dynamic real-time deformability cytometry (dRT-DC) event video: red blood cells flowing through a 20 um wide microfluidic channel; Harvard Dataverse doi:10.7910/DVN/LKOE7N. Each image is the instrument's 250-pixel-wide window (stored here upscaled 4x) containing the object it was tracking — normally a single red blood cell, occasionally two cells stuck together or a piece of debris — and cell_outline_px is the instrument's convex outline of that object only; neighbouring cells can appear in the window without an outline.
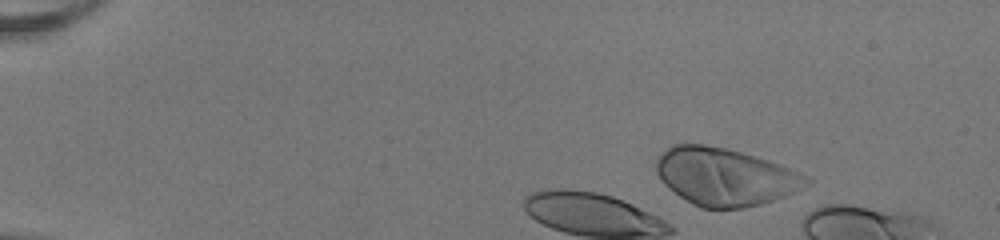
{"species": "human", "species_latin": "Homo sapiens", "temperature_condition": "room temperature", "stored_images_in_passage": 36, "camera_frame_rate_fps": 3000, "um_per_image_px": 0.085, "donor": {"sex": "female"}, "frame": {"image": 1, "passage_image": 4, "time_ms": 1.0, "image_size_px": [1000, 240], "cell_outline_px": [[812, 184], [784, 196], [760, 204], [744, 208], [700, 208], [692, 204], [668, 188], [664, 184], [656, 172], [656, 160], [664, 148], [672, 144], [704, 144], [724, 148], [740, 152], [768, 160], [780, 164], [808, 176], [812, 180]], "centroid_in_image_um": [61.62, 15.02], "position_along_channel_um": 23.4, "area_um2": 50.4}}
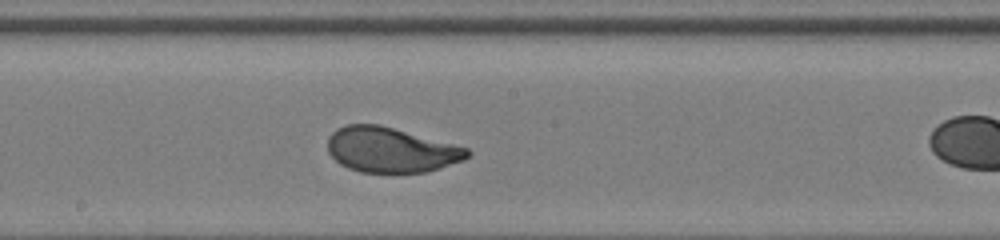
{"frame": {"image": 2, "passage_image": 23, "time_ms": 7.333, "image_size_px": [1000, 240], "cell_outline_px": [[472, 152], [464, 160], [440, 168], [424, 172], [360, 172], [348, 168], [340, 164], [328, 152], [328, 136], [336, 128], [348, 124], [380, 124], [468, 148]], "centroid_in_image_um": [33.21, 12.73], "position_along_channel_um": 215.0, "area_um2": 36.65}}
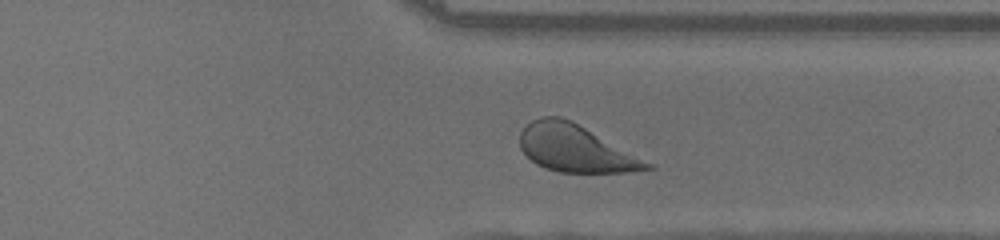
{"frame": {"image": 3, "passage_image": 34, "time_ms": 11.0, "image_size_px": [1000, 240], "cell_outline_px": [[656, 168], [628, 172], [560, 172], [544, 168], [536, 164], [520, 148], [520, 132], [532, 120], [544, 116], [560, 116], [572, 120], [652, 164]], "centroid_in_image_um": [48.89, 12.61], "position_along_channel_um": 362.5, "area_um2": 34.51}}